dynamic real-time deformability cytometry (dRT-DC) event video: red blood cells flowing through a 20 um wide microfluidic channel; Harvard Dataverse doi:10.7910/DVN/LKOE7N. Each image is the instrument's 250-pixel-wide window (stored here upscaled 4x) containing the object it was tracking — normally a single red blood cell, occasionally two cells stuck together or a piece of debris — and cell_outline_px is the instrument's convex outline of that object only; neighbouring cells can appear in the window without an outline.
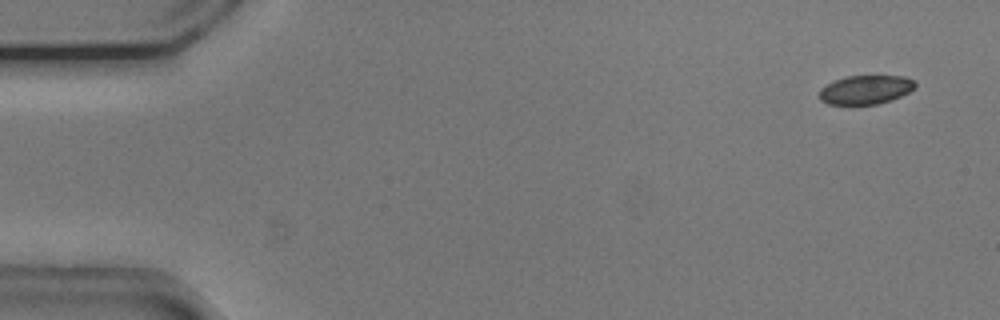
{"species": "common noctule bat (a hibernating species)", "species_latin": "Nyctalus noctula", "temperature_condition": "cold", "stored_images_in_passage": 54, "camera_frame_rate_fps": 3000, "um_per_image_px": 0.085, "animal": {"sex": "male", "body_mass_g": 20.5, "forearm_length_mm": 52.5}, "frame": {"image": 1, "passage_image": 3, "time_ms": 0.667, "image_size_px": [1000, 320], "cell_outline_px": [[916, 88], [900, 96], [876, 104], [828, 104], [820, 100], [820, 88], [836, 80], [848, 76], [904, 76], [916, 80]], "centroid_in_image_um": [73.61, 7.61], "position_along_channel_um": 11.4, "area_um2": 15.95}}
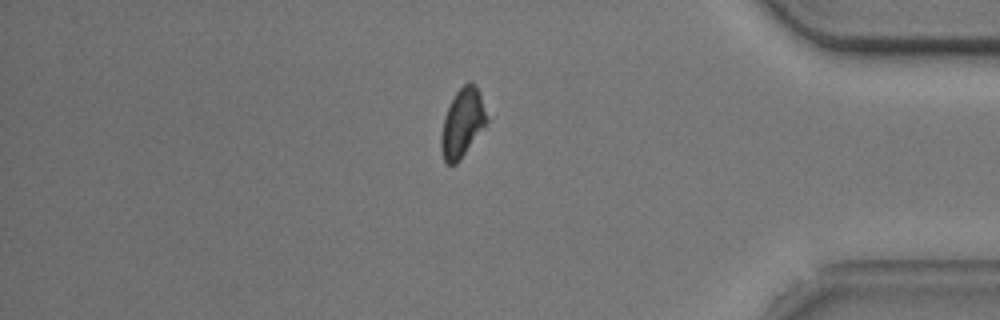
{"frame": {"image": 2, "passage_image": 46, "time_ms": 15.0, "image_size_px": [1000, 320], "cell_outline_px": [[488, 120], [460, 160], [456, 164], [448, 164], [444, 160], [440, 148], [440, 136], [444, 116], [456, 92], [468, 80], [472, 80], [476, 84], [480, 92]], "centroid_in_image_um": [39.29, 10.42], "position_along_channel_um": 395.9, "area_um2": 18.15}}
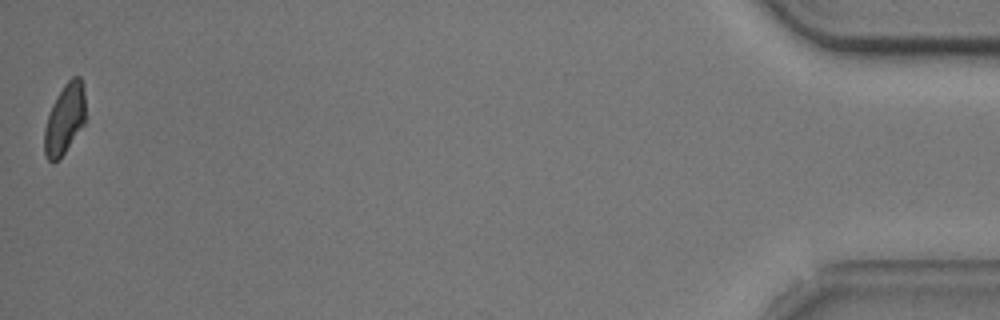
{"frame": {"image": 3, "passage_image": 54, "time_ms": 17.667, "image_size_px": [1000, 320], "cell_outline_px": [[84, 124], [64, 152], [52, 164], [44, 156], [44, 128], [52, 104], [56, 96], [64, 84], [72, 76], [80, 76], [84, 92]], "centroid_in_image_um": [5.47, 10.11], "position_along_channel_um": 429.7, "area_um2": 16.65}, "authors_computed_cell_mechanics": {"area_um2": 19.5364, "velocity_mm_per_s": 3.7322, "shape_relaxation_time_tau1_ms": 1.6012, "shape_relaxation_time_tau2_ms": null, "deformation_change_tau1": 0.0543, "deformation_change_tau2": null}}